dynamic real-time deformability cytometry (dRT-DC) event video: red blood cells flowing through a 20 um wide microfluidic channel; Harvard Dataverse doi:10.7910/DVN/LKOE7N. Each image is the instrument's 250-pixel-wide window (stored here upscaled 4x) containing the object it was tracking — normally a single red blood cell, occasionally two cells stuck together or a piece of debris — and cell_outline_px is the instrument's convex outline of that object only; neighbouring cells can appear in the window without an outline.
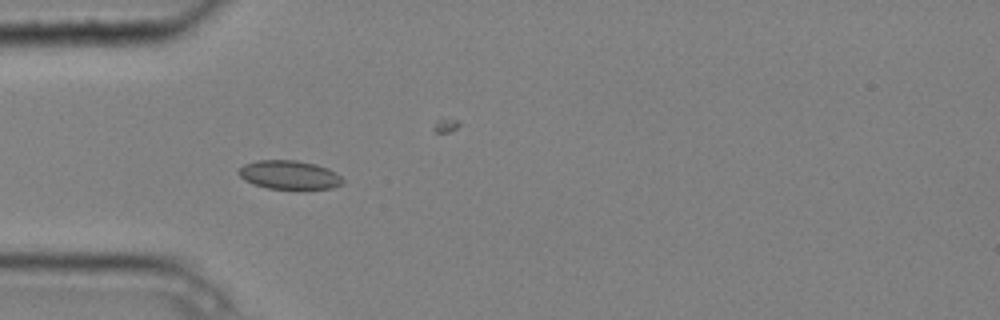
{"species": "common noctule bat (a hibernating species)", "species_latin": "Nyctalus noctula", "temperature_condition": "cold", "stored_images_in_passage": 5, "camera_frame_rate_fps": 3000, "um_per_image_px": 0.085, "animal": {"sex": "male", "body_mass_g": 20.4}, "frame": {"image": 1, "passage_image": 4, "time_ms": 1.0, "image_size_px": [1000, 320], "cell_outline_px": [[344, 184], [332, 188], [268, 188], [252, 184], [244, 180], [236, 172], [244, 164], [256, 160], [296, 160], [316, 164], [328, 168], [336, 172], [344, 180]], "centroid_in_image_um": [24.58, 14.85], "position_along_channel_um": 60.4, "area_um2": 17.46}}
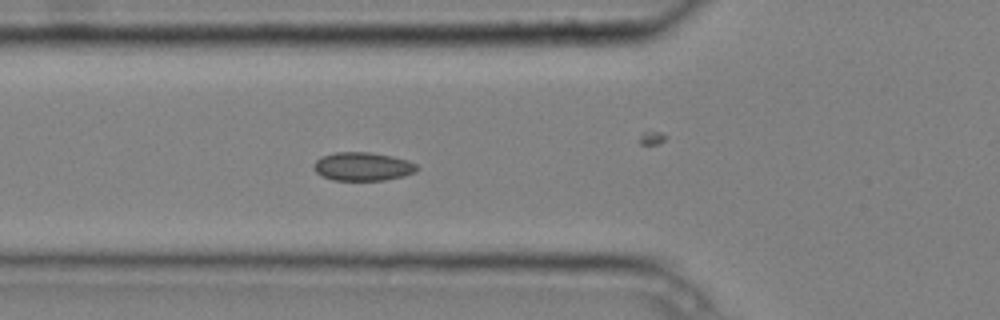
{"frame": {"image": 2, "passage_image": 5, "time_ms": 1.333, "image_size_px": [1000, 320], "cell_outline_px": [[420, 168], [416, 172], [404, 176], [384, 180], [332, 180], [316, 172], [316, 160], [320, 156], [336, 152], [368, 152], [392, 156], [408, 160], [416, 164]], "centroid_in_image_um": [30.89, 14.15], "position_along_channel_um": 94.9, "area_um2": 17.05}}